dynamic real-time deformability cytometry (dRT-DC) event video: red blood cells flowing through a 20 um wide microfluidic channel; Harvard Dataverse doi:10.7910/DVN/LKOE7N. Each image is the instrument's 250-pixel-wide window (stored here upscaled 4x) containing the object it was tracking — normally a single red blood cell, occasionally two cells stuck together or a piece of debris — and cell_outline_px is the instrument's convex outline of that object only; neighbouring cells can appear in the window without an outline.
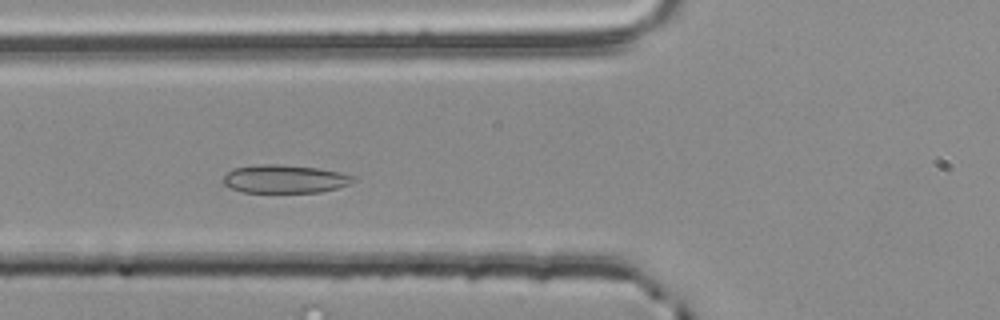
{"species": "common noctule bat (a hibernating species)", "species_latin": "Nyctalus noctula", "temperature_condition": "room temperature", "stored_images_in_passage": 38, "camera_frame_rate_fps": 3000, "um_per_image_px": 0.085, "animal": {"sex": "male", "body_mass_g": 20.4}, "frame": {"image": 1, "passage_image": 14, "time_ms": 4.333, "image_size_px": [1000, 320], "cell_outline_px": [[356, 180], [348, 184], [336, 188], [320, 192], [244, 192], [232, 188], [224, 184], [220, 180], [232, 168], [256, 164], [280, 164], [316, 168], [340, 172], [356, 176]], "centroid_in_image_um": [24.18, 15.2], "position_along_channel_um": 101.6, "area_um2": 21.44}}
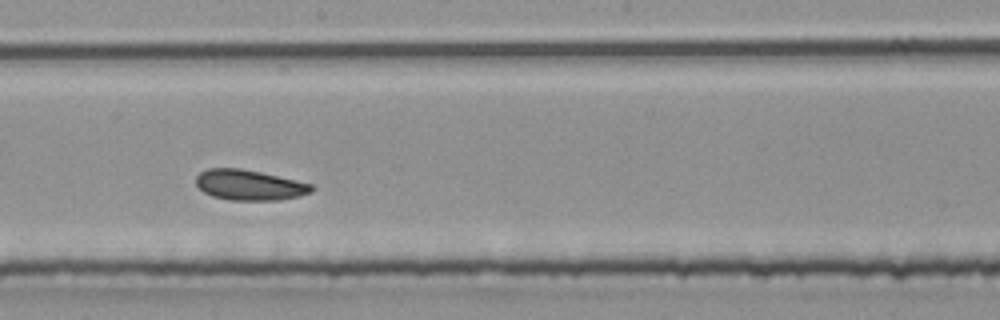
{"frame": {"image": 2, "passage_image": 24, "time_ms": 7.667, "image_size_px": [1000, 320], "cell_outline_px": [[316, 188], [312, 192], [280, 200], [232, 200], [212, 196], [204, 192], [196, 184], [196, 176], [200, 172], [208, 168], [240, 168], [260, 172], [312, 184]], "centroid_in_image_um": [21.19, 15.72], "position_along_channel_um": 227.0, "area_um2": 20.35}}
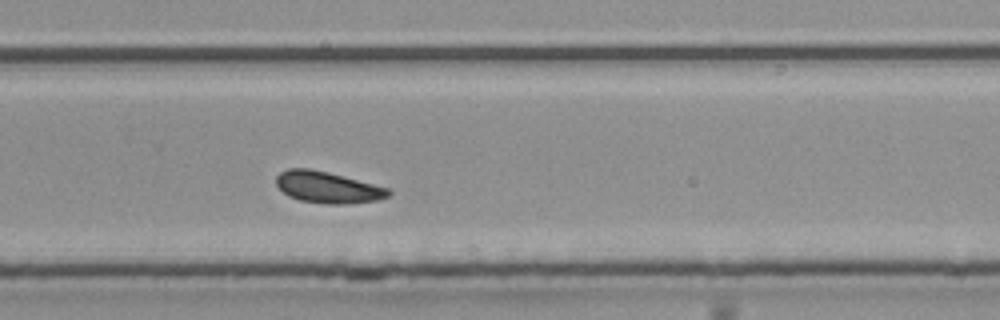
{"frame": {"image": 3, "passage_image": 30, "time_ms": 9.667, "image_size_px": [1000, 320], "cell_outline_px": [[392, 192], [388, 196], [380, 200], [348, 204], [324, 204], [300, 200], [288, 196], [276, 184], [276, 176], [280, 172], [288, 168], [308, 168], [328, 172], [388, 188]], "centroid_in_image_um": [27.85, 15.93], "position_along_channel_um": 302.0, "area_um2": 20.58}, "authors_computed_cell_mechanics": {"area_um2": 20.6346, "velocity_mm_per_s": 3.7644, "shape_relaxation_time_tau1_ms": null, "shape_relaxation_time_tau2_ms": 5.4125, "deformation_change_tau1": null, "deformation_change_tau2": 0.1112}}